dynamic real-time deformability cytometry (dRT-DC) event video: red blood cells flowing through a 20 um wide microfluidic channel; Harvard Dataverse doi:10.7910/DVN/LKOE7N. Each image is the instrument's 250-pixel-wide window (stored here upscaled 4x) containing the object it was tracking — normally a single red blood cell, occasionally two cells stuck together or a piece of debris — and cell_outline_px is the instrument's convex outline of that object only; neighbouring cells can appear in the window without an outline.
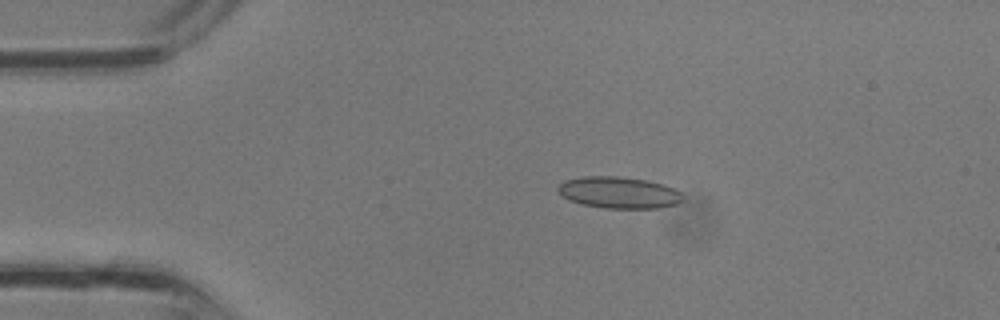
{"species": "common noctule bat (a hibernating species)", "species_latin": "Nyctalus noctula", "temperature_condition": "room temperature", "stored_images_in_passage": 31, "camera_frame_rate_fps": 3000, "um_per_image_px": 0.085, "animal": {"sex": "male", "body_mass_g": 13.3}, "frame": {"image": 1, "passage_image": 2, "time_ms": 0.333, "image_size_px": [1000, 320], "cell_outline_px": [[684, 200], [676, 204], [660, 208], [604, 208], [580, 204], [568, 200], [556, 188], [564, 180], [584, 176], [616, 176], [644, 180], [664, 184], [676, 188], [684, 196]], "centroid_in_image_um": [52.63, 16.37], "position_along_channel_um": 32.4, "area_um2": 23.12}}
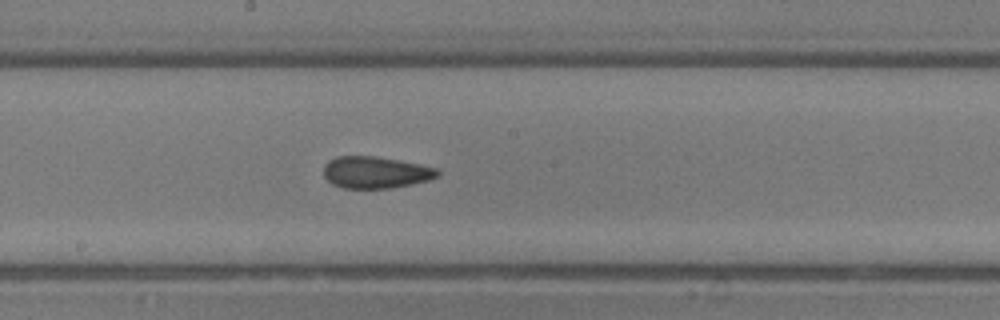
{"frame": {"image": 2, "passage_image": 14, "time_ms": 4.333, "image_size_px": [1000, 320], "cell_outline_px": [[440, 176], [428, 180], [412, 184], [388, 188], [344, 188], [332, 184], [324, 176], [324, 164], [328, 160], [336, 156], [376, 156], [400, 160], [420, 164], [436, 168], [440, 172]], "centroid_in_image_um": [31.92, 14.64], "position_along_channel_um": 216.3, "area_um2": 21.21}}
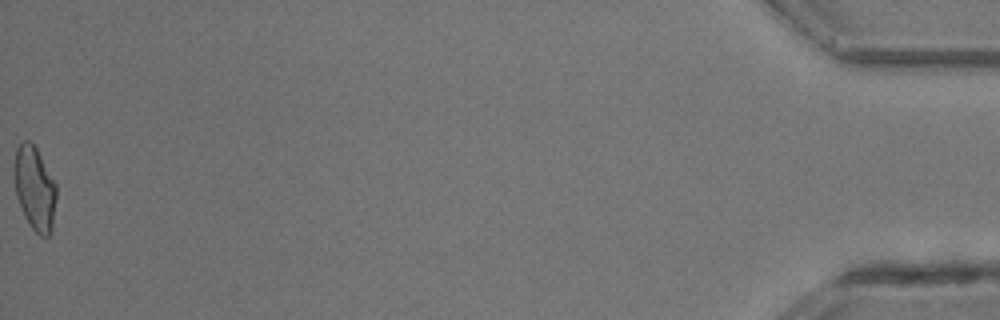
{"frame": {"image": 3, "passage_image": 31, "time_ms": 10.0, "image_size_px": [1000, 320], "cell_outline_px": [[56, 200], [52, 228], [48, 236], [40, 236], [32, 228], [24, 216], [16, 196], [12, 172], [16, 148], [24, 140], [28, 140], [36, 148], [56, 184]], "centroid_in_image_um": [2.92, 16.01], "position_along_channel_um": 432.3, "area_um2": 20.69}}